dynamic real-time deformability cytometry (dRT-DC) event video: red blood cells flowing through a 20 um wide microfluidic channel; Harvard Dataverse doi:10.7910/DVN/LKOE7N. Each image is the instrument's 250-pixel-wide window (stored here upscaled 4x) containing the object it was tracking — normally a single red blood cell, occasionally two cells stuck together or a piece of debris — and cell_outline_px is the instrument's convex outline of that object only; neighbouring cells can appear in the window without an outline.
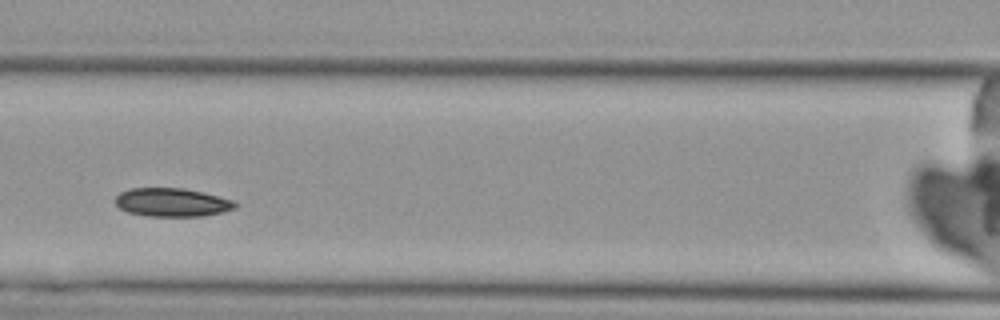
{"species": "Egyptian fruit bat (a non-hibernating species)", "species_latin": "Rousettus aegyptiacus", "temperature_condition": "cold", "stored_images_in_passage": 3, "camera_frame_rate_fps": 3000, "um_per_image_px": 0.085, "animal": {"sex": "female"}, "frame": {"image": 1, "passage_image": 3, "time_ms": 2.0, "image_size_px": [1000, 320], "cell_outline_px": [[236, 208], [204, 216], [148, 216], [128, 212], [120, 208], [116, 204], [116, 196], [120, 192], [132, 188], [184, 188], [236, 200]], "centroid_in_image_um": [14.64, 17.2], "position_along_channel_um": 152.0, "area_um2": 19.83}}